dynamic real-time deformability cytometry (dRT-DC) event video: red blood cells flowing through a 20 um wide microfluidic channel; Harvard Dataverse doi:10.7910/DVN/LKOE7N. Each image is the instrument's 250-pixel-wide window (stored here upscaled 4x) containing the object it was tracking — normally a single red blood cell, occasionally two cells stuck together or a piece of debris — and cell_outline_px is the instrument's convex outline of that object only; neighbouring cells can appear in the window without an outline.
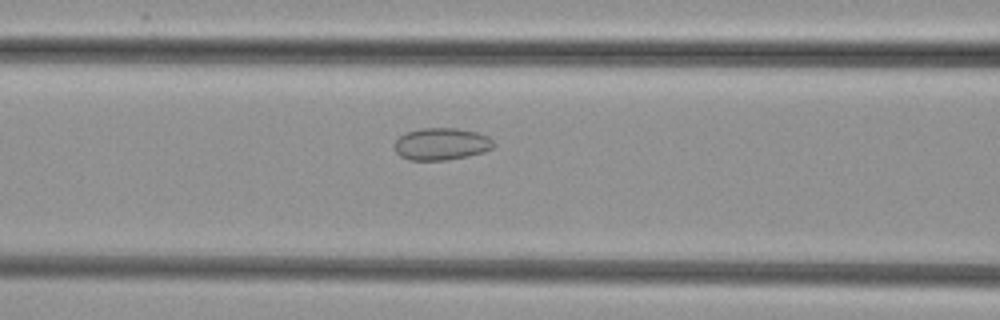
{"species": "common noctule bat (a hibernating species)", "species_latin": "Nyctalus noctula", "temperature_condition": "cold", "stored_images_in_passage": 44, "camera_frame_rate_fps": 3000, "um_per_image_px": 0.085, "animal": {"sex": "female", "body_mass_g": 29.2, "forearm_length_mm": 56.3}, "frame": {"image": 1, "passage_image": 16, "time_ms": 5.0, "image_size_px": [1000, 320], "cell_outline_px": [[496, 144], [492, 148], [484, 152], [468, 156], [448, 160], [408, 160], [400, 156], [396, 152], [392, 144], [404, 132], [420, 128], [456, 128], [476, 132], [488, 136]], "centroid_in_image_um": [37.49, 12.24], "position_along_channel_um": 129.1, "area_um2": 18.84}}
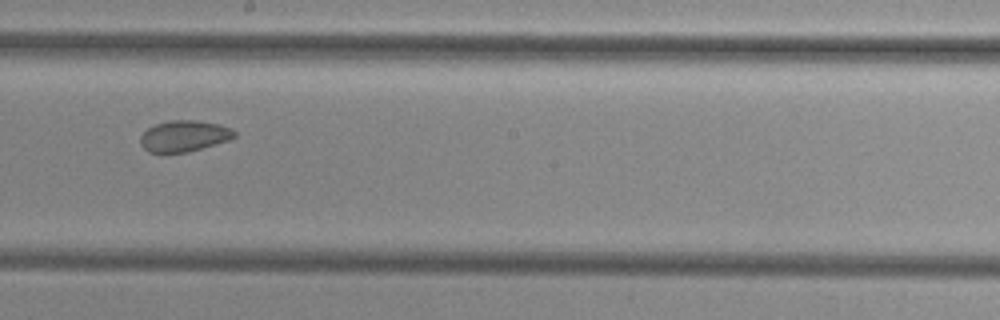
{"frame": {"image": 2, "passage_image": 24, "time_ms": 7.667, "image_size_px": [1000, 320], "cell_outline_px": [[236, 136], [228, 140], [188, 152], [148, 152], [140, 144], [140, 136], [148, 128], [156, 124], [168, 120], [196, 120], [220, 124], [232, 128], [236, 132]], "centroid_in_image_um": [15.66, 11.55], "position_along_channel_um": 232.5, "area_um2": 17.05}}
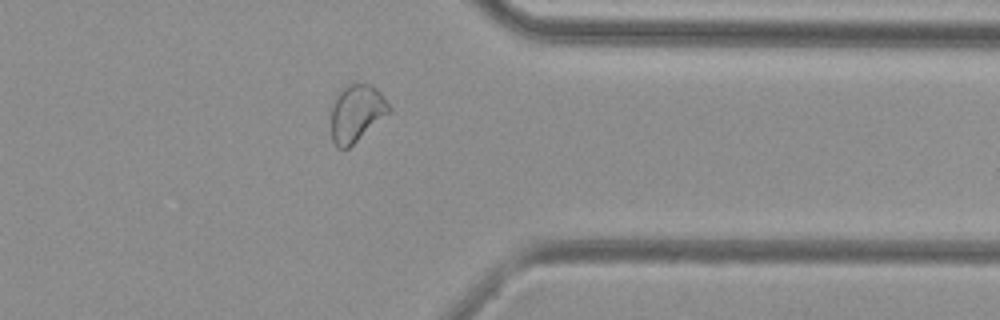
{"frame": {"image": 3, "passage_image": 36, "time_ms": 11.667, "image_size_px": [1000, 320], "cell_outline_px": [[392, 108], [388, 112], [348, 148], [336, 148], [332, 140], [332, 100], [348, 84], [372, 84], [380, 92]], "centroid_in_image_um": [30.28, 9.6], "position_along_channel_um": 381.1, "area_um2": 18.79}}